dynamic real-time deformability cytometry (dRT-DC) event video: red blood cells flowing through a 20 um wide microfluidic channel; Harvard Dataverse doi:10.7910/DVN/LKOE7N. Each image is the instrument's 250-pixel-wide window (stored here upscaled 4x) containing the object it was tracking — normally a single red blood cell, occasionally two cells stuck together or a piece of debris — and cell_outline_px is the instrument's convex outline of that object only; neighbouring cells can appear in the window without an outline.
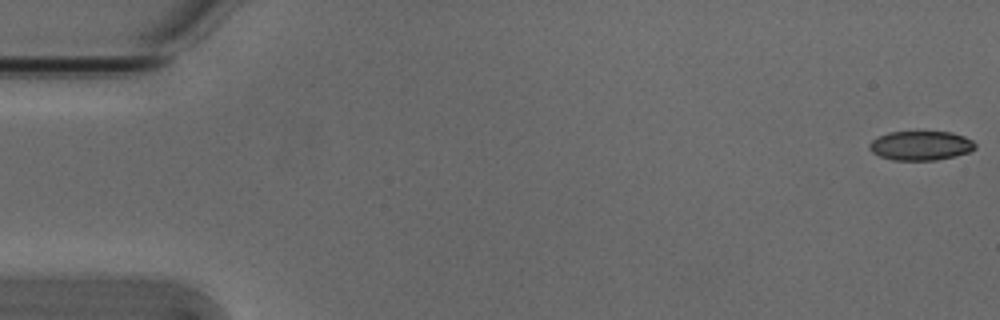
{"species": "Egyptian fruit bat (a non-hibernating species)", "species_latin": "Rousettus aegyptiacus", "temperature_condition": "cold", "stored_images_in_passage": 54, "camera_frame_rate_fps": 3000, "um_per_image_px": 0.085, "animal": {"sex": "male"}, "frame": {"image": 1, "passage_image": 1, "time_ms": 0.0, "image_size_px": [1000, 320], "cell_outline_px": [[976, 148], [968, 152], [956, 156], [936, 160], [892, 160], [880, 156], [872, 152], [868, 148], [868, 144], [872, 140], [888, 132], [952, 132], [964, 136], [972, 140], [976, 144]], "centroid_in_image_um": [78.26, 12.38], "position_along_channel_um": 6.7, "area_um2": 18.09}}
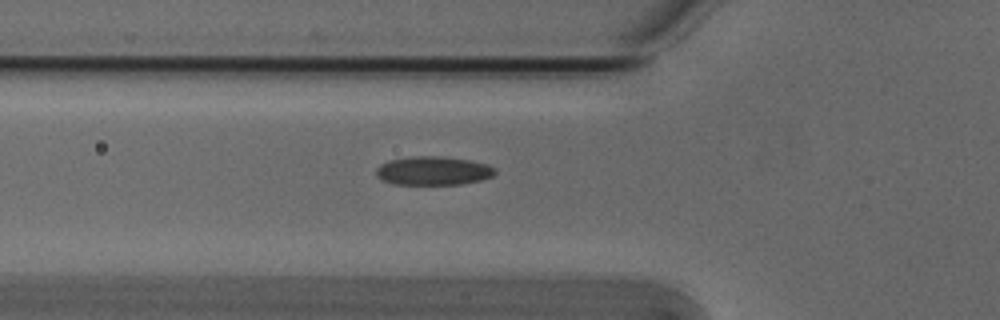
{"frame": {"image": 2, "passage_image": 19, "time_ms": 6.0, "image_size_px": [1000, 320], "cell_outline_px": [[496, 172], [492, 176], [480, 180], [460, 184], [392, 184], [380, 180], [376, 176], [376, 168], [380, 164], [388, 160], [412, 156], [440, 156], [468, 160], [488, 164], [496, 168]], "centroid_in_image_um": [36.78, 14.51], "position_along_channel_um": 89.0, "area_um2": 20.0}}
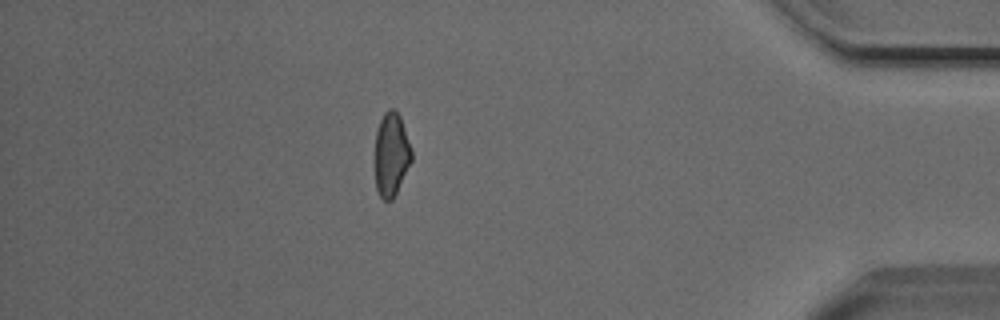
{"frame": {"image": 3, "passage_image": 47, "time_ms": 15.333, "image_size_px": [1000, 320], "cell_outline_px": [[412, 160], [392, 200], [384, 200], [380, 196], [376, 188], [376, 132], [380, 120], [384, 112], [388, 108], [392, 108], [400, 116], [412, 152]], "centroid_in_image_um": [33.26, 13.11], "position_along_channel_um": 401.9, "area_um2": 17.46}, "authors_computed_cell_mechanics": {"area_um2": 19.1029, "velocity_mm_per_s": 3.8344, "shape_relaxation_time_tau1_ms": 7.8327, "shape_relaxation_time_tau2_ms": 2.5934, "deformation_change_tau1": 0.1654, "deformation_change_tau2": 0.0868}}